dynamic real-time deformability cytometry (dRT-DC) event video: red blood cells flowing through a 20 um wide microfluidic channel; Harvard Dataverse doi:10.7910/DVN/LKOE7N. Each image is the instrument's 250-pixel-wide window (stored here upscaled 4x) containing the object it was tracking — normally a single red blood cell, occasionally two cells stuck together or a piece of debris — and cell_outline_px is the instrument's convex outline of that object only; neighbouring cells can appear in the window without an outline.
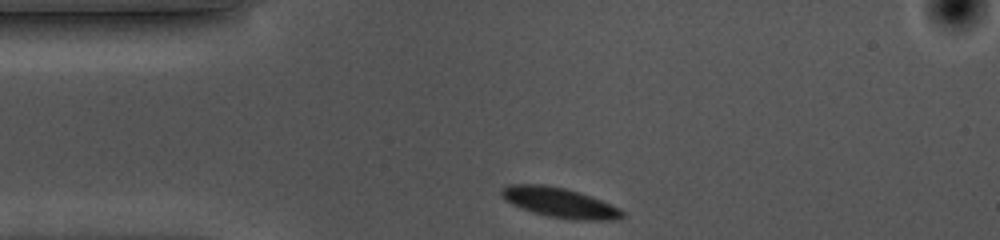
{"species": "common noctule bat (a hibernating species)", "species_latin": "Nyctalus noctula", "temperature_condition": "cold", "stored_images_in_passage": 32, "camera_frame_rate_fps": 3000, "um_per_image_px": 0.085, "animal": {"sex": "female", "body_mass_g": 10.0, "forearm_length_mm": 53.1}, "frame": {"image": 1, "passage_image": 1, "time_ms": 0.0, "image_size_px": [1000, 240], "cell_outline_px": [[624, 216], [620, 220], [576, 220], [548, 216], [532, 212], [520, 208], [504, 200], [500, 196], [500, 192], [508, 184], [544, 184], [564, 188], [580, 192], [620, 208], [624, 212]], "centroid_in_image_um": [47.57, 17.23], "position_along_channel_um": 37.4, "area_um2": 21.15}}
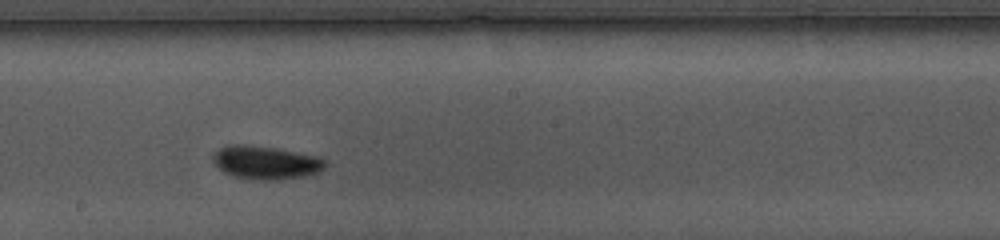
{"frame": {"image": 2, "passage_image": 19, "time_ms": 6.0, "image_size_px": [1000, 240], "cell_outline_px": [[328, 164], [320, 172], [308, 176], [280, 180], [252, 180], [232, 176], [224, 172], [212, 160], [212, 156], [220, 148], [232, 144], [248, 144], [276, 148], [316, 156], [324, 160]], "centroid_in_image_um": [22.61, 13.83], "position_along_channel_um": 225.6, "area_um2": 22.02}}
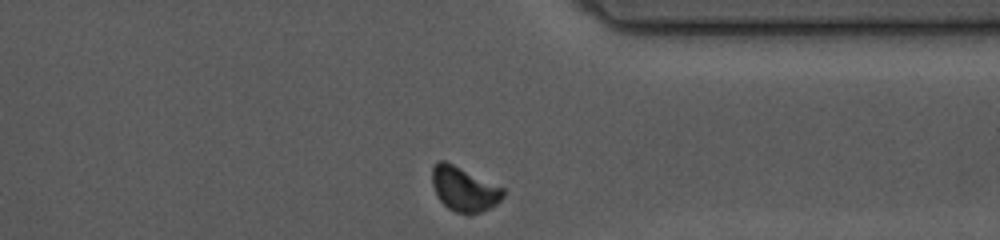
{"frame": {"image": 3, "passage_image": 32, "time_ms": 10.333, "image_size_px": [1000, 240], "cell_outline_px": [[504, 196], [496, 204], [480, 212], [468, 216], [456, 212], [448, 208], [436, 196], [432, 184], [432, 168], [436, 160], [444, 160], [504, 188]], "centroid_in_image_um": [39.42, 16.08], "position_along_channel_um": 372.0, "area_um2": 18.44}, "authors_computed_cell_mechanics": {"area_um2": 20.5768, "velocity_mm_per_s": 3.5096, "shape_relaxation_time_tau1_ms": 1.7461, "shape_relaxation_time_tau2_ms": null, "deformation_change_tau1": 0.0671, "deformation_change_tau2": null}}